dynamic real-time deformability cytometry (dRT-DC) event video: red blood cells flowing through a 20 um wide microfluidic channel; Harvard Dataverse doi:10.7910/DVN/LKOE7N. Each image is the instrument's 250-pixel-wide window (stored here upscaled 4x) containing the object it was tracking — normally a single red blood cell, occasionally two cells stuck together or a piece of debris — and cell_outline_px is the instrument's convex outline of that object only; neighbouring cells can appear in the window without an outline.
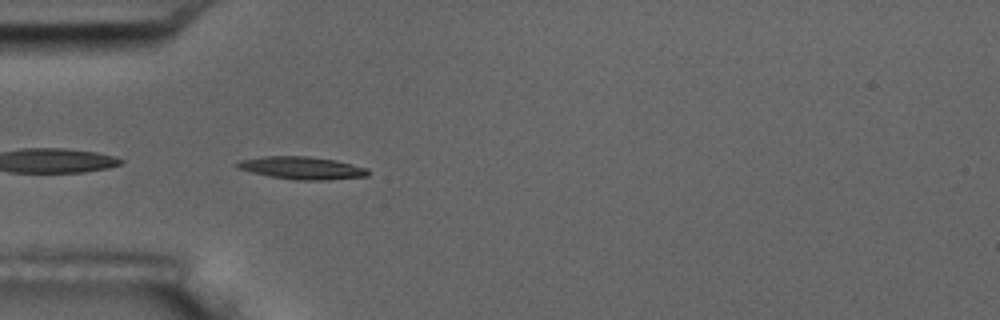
{"species": "common noctule bat (a hibernating species)", "species_latin": "Nyctalus noctula", "temperature_condition": "room temperature", "stored_images_in_passage": 5, "camera_frame_rate_fps": 3000, "um_per_image_px": 0.085, "animal": {"sex": "male", "body_mass_g": 17.5, "forearm_length_mm": 52.3}, "frame": {"image": 1, "passage_image": 5, "time_ms": 1.333, "image_size_px": [1000, 320], "cell_outline_px": [[368, 176], [324, 180], [300, 180], [268, 176], [236, 168], [236, 164], [240, 160], [264, 156], [308, 156], [336, 160], [352, 164], [364, 168], [368, 172]], "centroid_in_image_um": [25.62, 14.27], "position_along_channel_um": 59.4, "area_um2": 17.05}}